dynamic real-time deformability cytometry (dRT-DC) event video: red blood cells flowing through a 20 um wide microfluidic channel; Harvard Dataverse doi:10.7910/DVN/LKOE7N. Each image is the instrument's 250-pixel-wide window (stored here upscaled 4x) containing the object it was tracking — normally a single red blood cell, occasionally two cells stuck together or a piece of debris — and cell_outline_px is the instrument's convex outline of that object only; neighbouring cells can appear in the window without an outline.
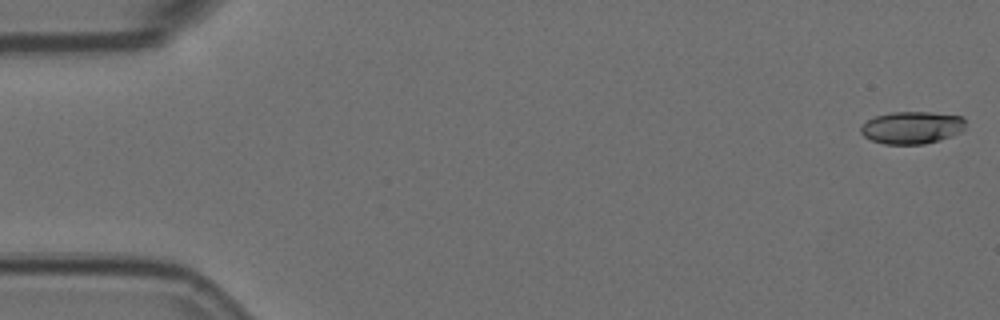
{"species": "Egyptian fruit bat (a non-hibernating species)", "species_latin": "Rousettus aegyptiacus", "temperature_condition": "room temperature", "stored_images_in_passage": 3, "camera_frame_rate_fps": 3000, "um_per_image_px": 0.085, "animal": {"sex": "female"}, "frame": {"image": 1, "passage_image": 1, "time_ms": 0.0, "image_size_px": [1000, 320], "cell_outline_px": [[964, 128], [960, 132], [940, 140], [924, 144], [884, 144], [872, 140], [864, 136], [860, 132], [860, 124], [876, 116], [892, 112], [928, 112], [960, 116], [964, 120]], "centroid_in_image_um": [77.47, 10.85], "position_along_channel_um": 7.5, "area_um2": 19.65}}